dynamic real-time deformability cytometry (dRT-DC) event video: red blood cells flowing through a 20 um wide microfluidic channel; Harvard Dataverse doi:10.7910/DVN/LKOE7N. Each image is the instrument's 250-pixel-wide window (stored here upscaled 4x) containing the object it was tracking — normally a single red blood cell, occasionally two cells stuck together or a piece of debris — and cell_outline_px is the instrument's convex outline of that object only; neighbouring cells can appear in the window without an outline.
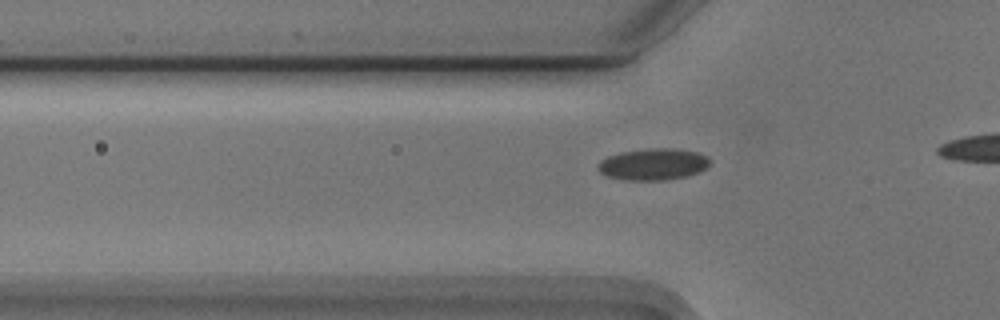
{"species": "Egyptian fruit bat (a non-hibernating species)", "species_latin": "Rousettus aegyptiacus", "temperature_condition": "cold", "stored_images_in_passage": 24, "camera_frame_rate_fps": 3000, "um_per_image_px": 0.085, "animal": {"sex": "male"}, "frame": {"image": 1, "passage_image": 11, "time_ms": 3.333, "image_size_px": [1000, 320], "cell_outline_px": [[708, 164], [704, 168], [696, 172], [684, 176], [664, 180], [624, 180], [608, 176], [600, 172], [596, 168], [596, 164], [600, 160], [608, 156], [620, 152], [652, 148], [672, 148], [696, 152], [708, 156]], "centroid_in_image_um": [55.44, 13.95], "position_along_channel_um": 70.4, "area_um2": 20.4}}
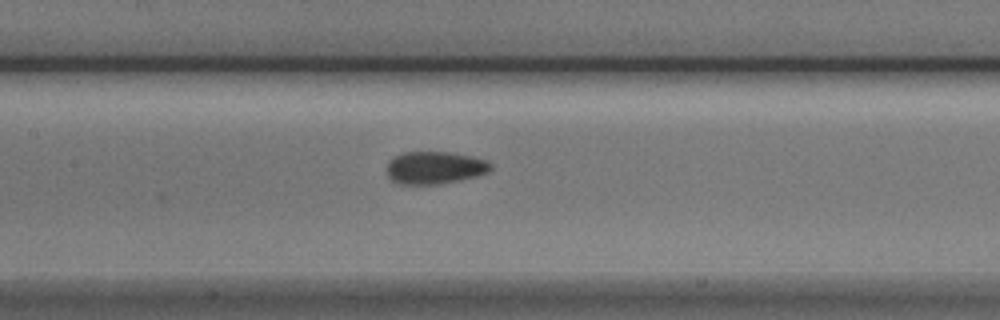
{"frame": {"image": 2, "passage_image": 19, "time_ms": 6.0, "image_size_px": [1000, 320], "cell_outline_px": [[492, 168], [488, 172], [476, 176], [460, 180], [440, 184], [400, 184], [392, 180], [388, 176], [388, 160], [404, 152], [448, 152], [472, 156], [484, 160], [492, 164]], "centroid_in_image_um": [36.96, 14.25], "position_along_channel_um": 170.4, "area_um2": 19.59}}
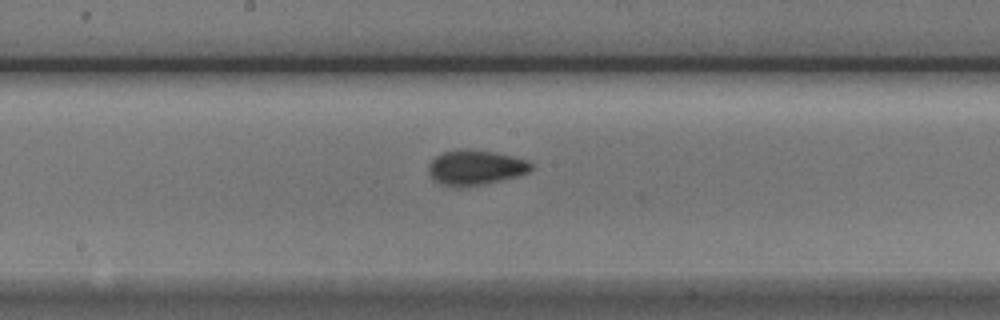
{"frame": {"image": 3, "passage_image": 22, "time_ms": 7.0, "image_size_px": [1000, 320], "cell_outline_px": [[532, 168], [528, 172], [516, 176], [500, 180], [480, 184], [444, 184], [436, 180], [432, 176], [428, 168], [428, 164], [436, 156], [444, 152], [464, 148], [496, 152], [528, 160], [532, 164]], "centroid_in_image_um": [40.46, 14.18], "position_along_channel_um": 207.7, "area_um2": 20.11}}